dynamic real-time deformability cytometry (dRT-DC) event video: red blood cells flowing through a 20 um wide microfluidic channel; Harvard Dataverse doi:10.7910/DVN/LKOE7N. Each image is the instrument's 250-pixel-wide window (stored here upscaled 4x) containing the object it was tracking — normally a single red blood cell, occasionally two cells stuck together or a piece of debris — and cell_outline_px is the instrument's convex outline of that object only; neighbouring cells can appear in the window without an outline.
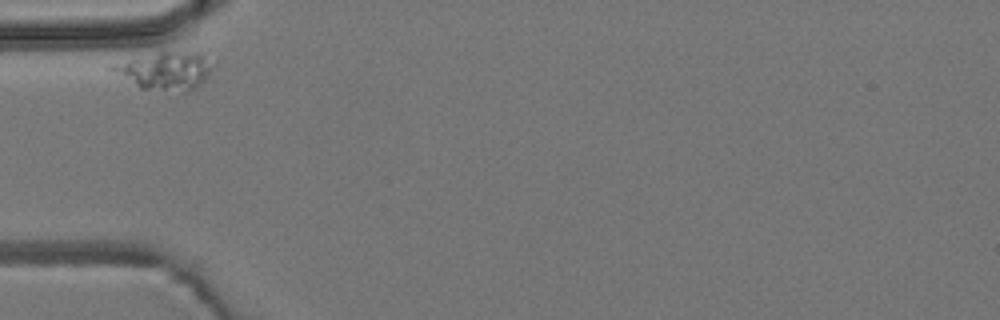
{"species": "common noctule bat (a hibernating species)", "species_latin": "Nyctalus noctula", "temperature_condition": "room temperature", "stored_images_in_passage": 1, "camera_frame_rate_fps": 3000, "um_per_image_px": 0.085, "animal": {"sex": "male", "body_mass_g": 19.2, "forearm_length_mm": 51.8}, "frame": {"image": 1, "passage_image": 1, "time_ms": 0.0, "image_size_px": [1000, 320], "cell_outline_px": [[216, 64], [208, 76], [196, 88], [184, 96], [140, 88], [108, 68], [160, 48], [164, 48], [204, 52]], "centroid_in_image_um": [14.21, 5.99], "position_along_channel_um": 70.8, "area_um2": 23.76}}